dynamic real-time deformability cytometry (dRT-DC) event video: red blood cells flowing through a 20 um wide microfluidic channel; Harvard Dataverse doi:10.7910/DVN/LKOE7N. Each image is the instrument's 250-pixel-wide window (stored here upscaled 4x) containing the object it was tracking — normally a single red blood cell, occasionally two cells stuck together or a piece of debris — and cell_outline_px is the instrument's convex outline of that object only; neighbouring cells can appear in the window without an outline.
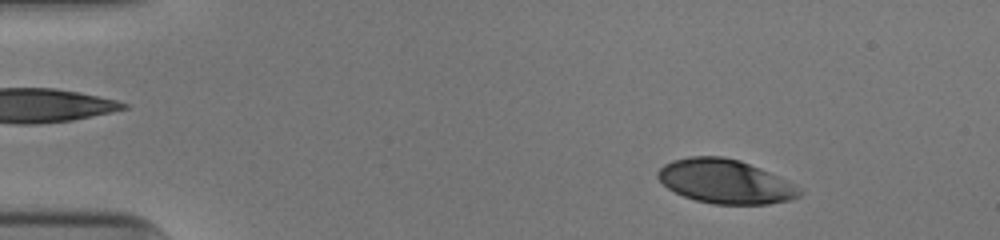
{"species": "human", "species_latin": "Homo sapiens", "temperature_condition": "cold", "stored_images_in_passage": 51, "camera_frame_rate_fps": 3000, "um_per_image_px": 0.085, "donor": {"sex": "male"}, "frame": {"image": 1, "passage_image": 6, "time_ms": 1.667, "image_size_px": [1000, 240], "cell_outline_px": [[804, 192], [800, 196], [792, 200], [768, 204], [712, 204], [696, 200], [684, 196], [668, 188], [656, 176], [656, 172], [664, 164], [672, 160], [688, 156], [724, 156], [740, 160], [760, 168], [788, 180], [796, 184]], "centroid_in_image_um": [61.68, 15.42], "position_along_channel_um": 23.3, "area_um2": 36.65}}
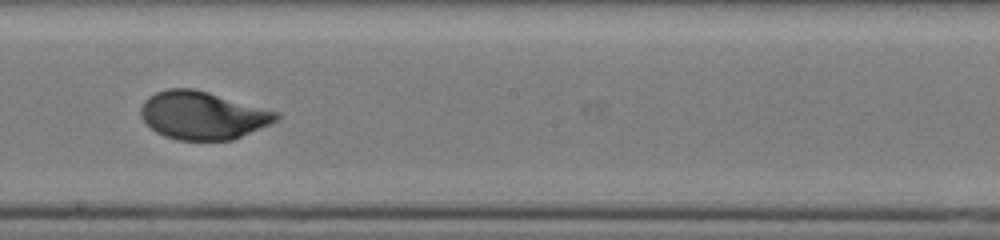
{"frame": {"image": 2, "passage_image": 29, "time_ms": 9.333, "image_size_px": [1000, 240], "cell_outline_px": [[280, 116], [276, 120], [260, 128], [232, 140], [176, 140], [164, 136], [156, 132], [140, 116], [140, 108], [144, 100], [148, 96], [156, 92], [168, 88], [192, 88], [208, 92], [280, 112]], "centroid_in_image_um": [17.2, 9.8], "position_along_channel_um": 231.0, "area_um2": 37.74}}
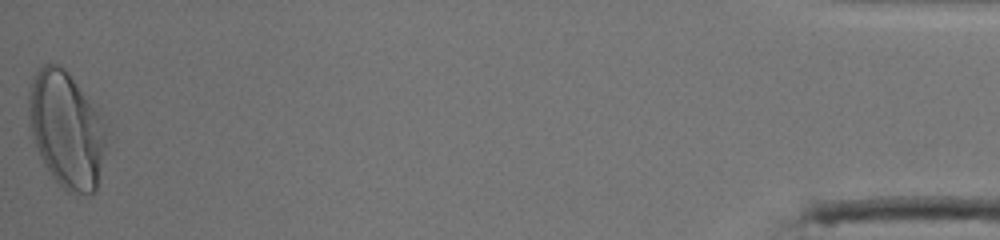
{"frame": {"image": 3, "passage_image": 51, "time_ms": 16.667, "image_size_px": [1000, 240], "cell_outline_px": [[104, 148], [96, 192], [68, 192], [52, 176], [44, 164], [40, 156], [28, 124], [28, 92], [32, 76], [44, 64], [60, 64], [68, 72], [96, 112], [104, 128]], "centroid_in_image_um": [5.56, 10.99], "position_along_channel_um": 429.6, "area_um2": 51.15}, "authors_computed_cell_mechanics": {"area_um2": 37.4544, "velocity_mm_per_s": 3.9147, "shape_relaxation_time_tau1_ms": 4.2232, "shape_relaxation_time_tau2_ms": null, "deformation_change_tau1": 0.2128, "deformation_change_tau2": null}}